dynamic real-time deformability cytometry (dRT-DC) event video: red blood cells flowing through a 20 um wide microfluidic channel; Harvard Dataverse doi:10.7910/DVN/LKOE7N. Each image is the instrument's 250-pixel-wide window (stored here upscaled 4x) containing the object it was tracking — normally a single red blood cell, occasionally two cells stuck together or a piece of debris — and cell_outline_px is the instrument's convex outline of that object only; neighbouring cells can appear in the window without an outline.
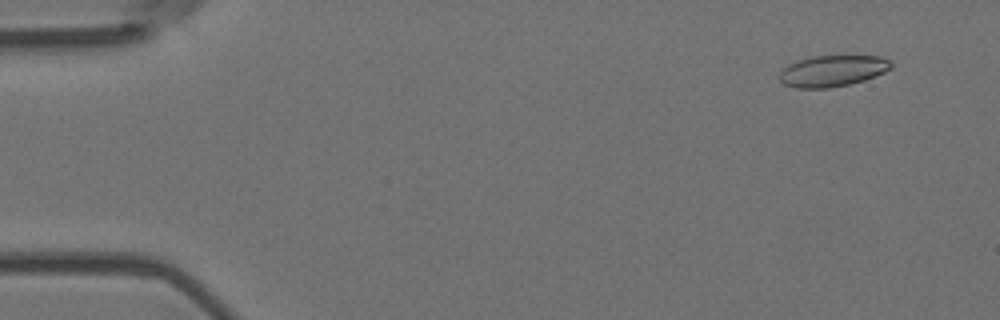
{"species": "Egyptian fruit bat (a non-hibernating species)", "species_latin": "Rousettus aegyptiacus", "temperature_condition": "room temperature", "stored_images_in_passage": 56, "camera_frame_rate_fps": 3000, "um_per_image_px": 0.085, "animal": {"sex": "female"}, "frame": {"image": 1, "passage_image": 4, "time_ms": 1.0, "image_size_px": [1000, 320], "cell_outline_px": [[892, 68], [884, 72], [864, 80], [848, 84], [828, 88], [796, 88], [784, 84], [780, 80], [780, 72], [788, 64], [796, 60], [812, 56], [880, 56], [888, 60], [892, 64]], "centroid_in_image_um": [70.74, 6.02], "position_along_channel_um": 14.3, "area_um2": 20.23}}
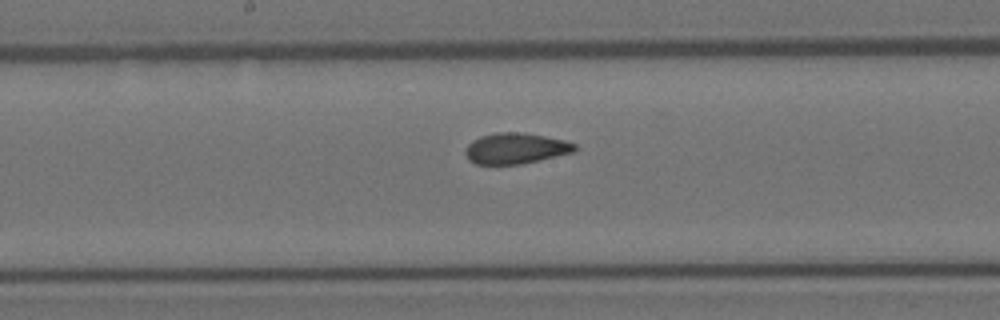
{"frame": {"image": 2, "passage_image": 29, "time_ms": 9.333, "image_size_px": [1000, 320], "cell_outline_px": [[576, 148], [572, 152], [556, 156], [520, 164], [476, 164], [468, 160], [464, 152], [464, 148], [472, 140], [480, 136], [496, 132], [520, 132], [544, 136], [564, 140], [576, 144]], "centroid_in_image_um": [43.77, 12.61], "position_along_channel_um": 204.4, "area_um2": 19.59}}
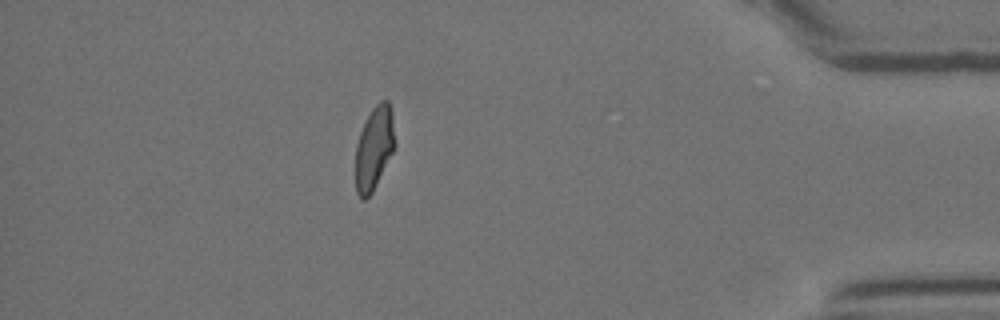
{"frame": {"image": 3, "passage_image": 49, "time_ms": 16.0, "image_size_px": [1000, 320], "cell_outline_px": [[396, 144], [372, 192], [364, 200], [360, 200], [356, 192], [356, 144], [360, 132], [372, 108], [380, 100], [388, 100], [392, 112]], "centroid_in_image_um": [31.8, 12.57], "position_along_channel_um": 403.4, "area_um2": 18.96}, "authors_computed_cell_mechanics": {"area_um2": 20.2011, "velocity_mm_per_s": 3.6513, "shape_relaxation_time_tau1_ms": null, "shape_relaxation_time_tau2_ms": 1.6478, "deformation_change_tau1": null, "deformation_change_tau2": 0.0765}}